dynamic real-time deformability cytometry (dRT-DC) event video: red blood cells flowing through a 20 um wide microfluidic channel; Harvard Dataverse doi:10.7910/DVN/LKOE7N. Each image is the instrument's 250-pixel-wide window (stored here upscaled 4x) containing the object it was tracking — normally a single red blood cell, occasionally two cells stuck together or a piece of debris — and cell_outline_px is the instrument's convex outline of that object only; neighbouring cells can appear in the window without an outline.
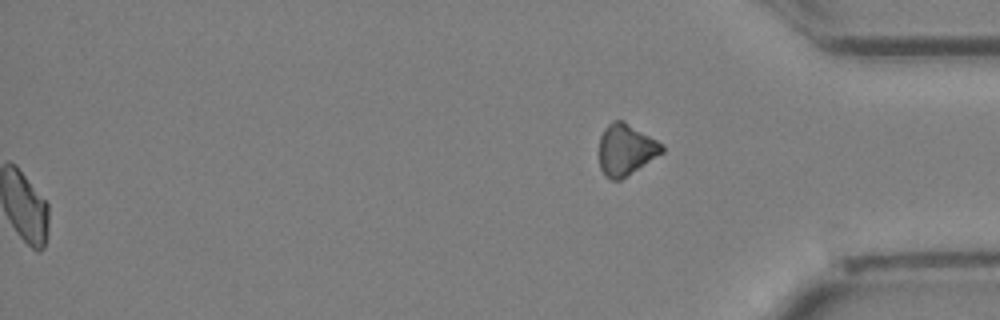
{"species": "Egyptian fruit bat (a non-hibernating species)", "species_latin": "Rousettus aegyptiacus", "temperature_condition": "cold", "stored_images_in_passage": 30, "segment_of_instrument_passage": [2, 2], "camera_frame_rate_fps": 3000, "um_per_image_px": 0.085, "animal": {"sex": "female"}, "frame": {"image": 1, "passage_image": 30, "time_ms": 9.667, "image_size_px": [1000, 320], "cell_outline_px": [[664, 152], [620, 180], [612, 180], [604, 176], [600, 168], [600, 136], [604, 128], [612, 120], [624, 120], [664, 144]], "centroid_in_image_um": [53.2, 12.7], "position_along_channel_um": 382.0, "area_um2": 18.9}}